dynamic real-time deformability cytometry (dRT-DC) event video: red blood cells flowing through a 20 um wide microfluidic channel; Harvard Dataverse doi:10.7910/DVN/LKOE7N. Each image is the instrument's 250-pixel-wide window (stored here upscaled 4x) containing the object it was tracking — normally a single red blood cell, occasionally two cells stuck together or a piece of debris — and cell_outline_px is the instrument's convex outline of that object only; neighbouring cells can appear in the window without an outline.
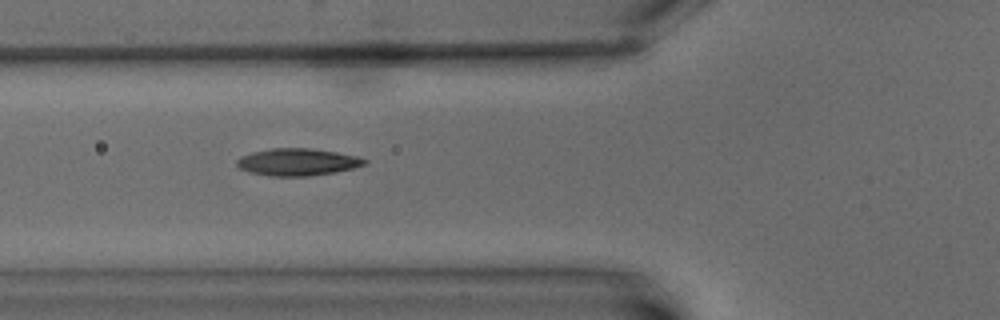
{"species": "common noctule bat (a hibernating species)", "species_latin": "Nyctalus noctula", "temperature_condition": "warm", "stored_images_in_passage": 7, "camera_frame_rate_fps": 3000, "um_per_image_px": 0.085, "animal": {"sex": "male", "body_mass_g": 15.6}, "frame": {"image": 1, "passage_image": 6, "time_ms": 6.0, "image_size_px": [1000, 320], "cell_outline_px": [[368, 164], [336, 172], [308, 176], [268, 176], [248, 172], [240, 168], [236, 164], [236, 160], [240, 156], [252, 152], [272, 148], [308, 148], [336, 152], [356, 156], [368, 160]], "centroid_in_image_um": [25.27, 13.78], "position_along_channel_um": 100.5, "area_um2": 20.29}}
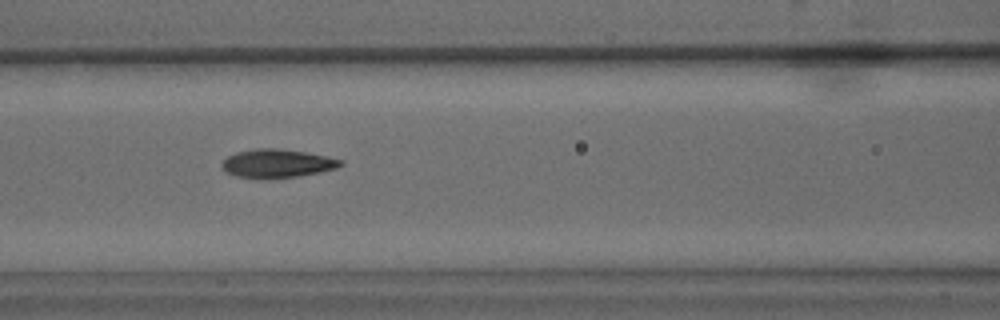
{"frame": {"image": 2, "passage_image": 7, "time_ms": 7.333, "image_size_px": [1000, 320], "cell_outline_px": [[344, 164], [336, 168], [320, 172], [296, 176], [236, 176], [228, 172], [220, 164], [228, 156], [236, 152], [256, 148], [280, 148], [304, 152], [344, 160]], "centroid_in_image_um": [23.59, 13.84], "position_along_channel_um": 143.0, "area_um2": 18.9}}